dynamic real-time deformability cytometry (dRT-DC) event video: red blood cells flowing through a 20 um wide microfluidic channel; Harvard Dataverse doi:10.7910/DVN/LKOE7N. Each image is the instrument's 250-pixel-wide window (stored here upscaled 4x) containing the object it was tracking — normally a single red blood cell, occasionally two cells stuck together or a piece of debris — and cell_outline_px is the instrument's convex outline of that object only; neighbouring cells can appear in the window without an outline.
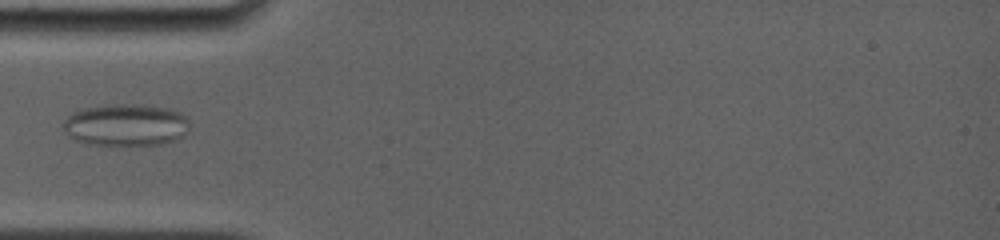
{"species": "common noctule bat (a hibernating species)", "species_latin": "Nyctalus noctula", "temperature_condition": "room temperature", "stored_images_in_passage": 16, "camera_frame_rate_fps": 4000, "um_per_image_px": 0.085, "animal": {"sex": "female", "body_mass_g": 19.0, "forearm_length_mm": 56.7}, "frame": {"image": 1, "passage_image": 3, "time_ms": 3.25, "image_size_px": [1000, 240], "cell_outline_px": [[188, 128], [184, 136], [172, 140], [156, 144], [96, 144], [76, 140], [68, 136], [64, 132], [60, 124], [68, 116], [80, 108], [116, 104], [140, 104], [164, 108], [180, 112], [188, 116]], "centroid_in_image_um": [10.66, 10.59], "position_along_channel_um": 74.3, "area_um2": 30.75}}
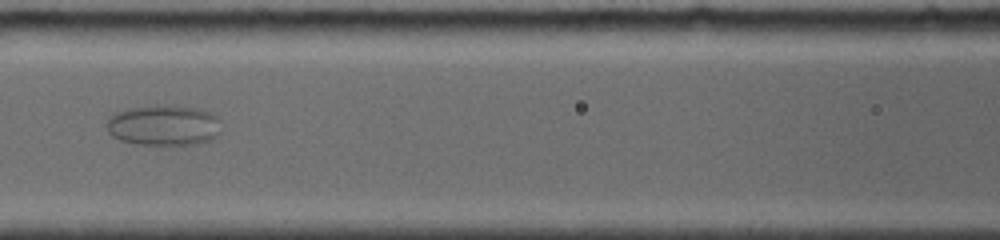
{"frame": {"image": 2, "passage_image": 5, "time_ms": 5.5, "image_size_px": [1000, 240], "cell_outline_px": [[220, 132], [216, 136], [208, 140], [192, 144], [136, 144], [120, 140], [112, 136], [108, 132], [108, 120], [112, 112], [128, 108], [156, 104], [196, 108], [208, 112], [216, 116]], "centroid_in_image_um": [13.85, 10.63], "position_along_channel_um": 152.8, "area_um2": 26.93}}
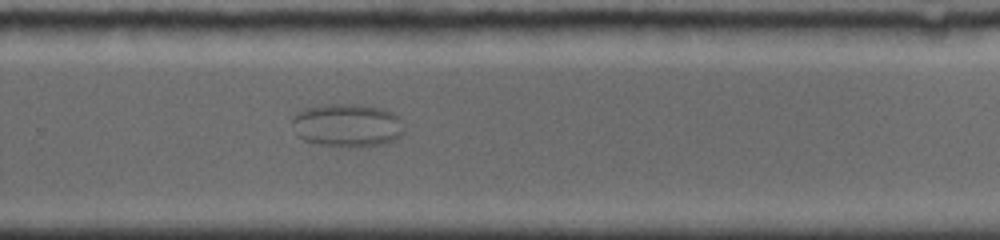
{"frame": {"image": 3, "passage_image": 11, "time_ms": 9.75, "image_size_px": [1000, 240], "cell_outline_px": [[404, 132], [396, 140], [388, 144], [356, 148], [320, 144], [304, 140], [296, 136], [292, 120], [292, 116], [296, 112], [304, 108], [332, 104], [360, 104], [384, 108], [392, 112], [400, 120], [404, 128]], "centroid_in_image_um": [29.54, 10.66], "position_along_channel_um": 300.3, "area_um2": 28.73}}